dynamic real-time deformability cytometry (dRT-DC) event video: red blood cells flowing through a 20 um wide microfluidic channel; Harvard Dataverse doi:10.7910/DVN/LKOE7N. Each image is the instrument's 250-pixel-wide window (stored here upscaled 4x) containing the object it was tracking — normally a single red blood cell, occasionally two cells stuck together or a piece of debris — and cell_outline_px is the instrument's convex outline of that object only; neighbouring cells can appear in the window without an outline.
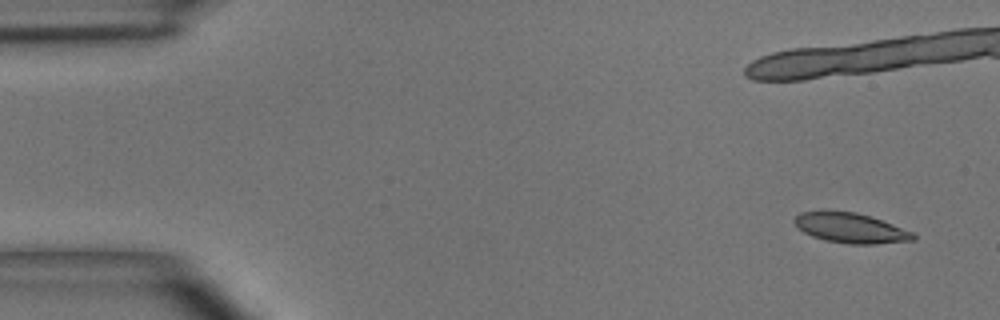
{"species": "common noctule bat (a hibernating species)", "species_latin": "Nyctalus noctula", "temperature_condition": "room temperature", "stored_images_in_passage": 7, "camera_frame_rate_fps": 3000, "um_per_image_px": 0.085, "animal": {"sex": "male", "body_mass_g": 15.6}, "frame": {"image": 1, "passage_image": 1, "time_ms": 0.0, "image_size_px": [1000, 320], "cell_outline_px": [[916, 240], [876, 244], [848, 244], [824, 240], [812, 236], [796, 228], [792, 220], [800, 212], [856, 212], [892, 224], [912, 232], [916, 236]], "centroid_in_image_um": [72.28, 19.4], "position_along_channel_um": 12.7, "area_um2": 20.52}}